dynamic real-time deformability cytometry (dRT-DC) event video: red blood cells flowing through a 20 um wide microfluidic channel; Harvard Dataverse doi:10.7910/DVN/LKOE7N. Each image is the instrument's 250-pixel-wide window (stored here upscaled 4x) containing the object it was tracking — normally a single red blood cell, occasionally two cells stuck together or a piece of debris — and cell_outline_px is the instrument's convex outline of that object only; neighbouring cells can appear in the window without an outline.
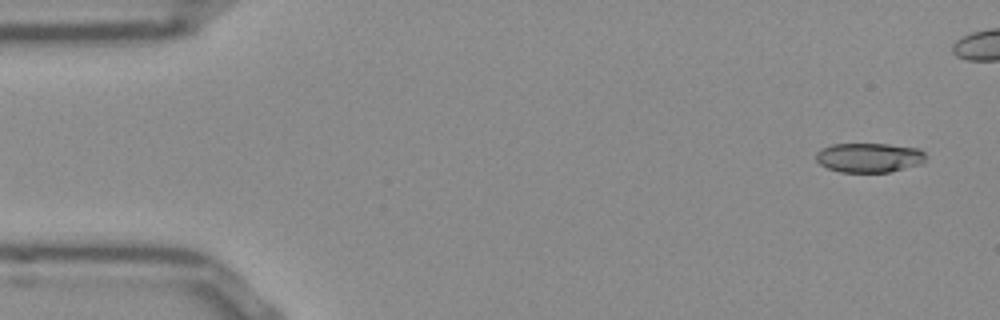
{"species": "Egyptian fruit bat (a non-hibernating species)", "species_latin": "Rousettus aegyptiacus", "temperature_condition": "room temperature", "stored_images_in_passage": 13, "camera_frame_rate_fps": 3000, "um_per_image_px": 0.085, "frame": {"image": 1, "passage_image": 3, "time_ms": 0.667, "image_size_px": [1000, 320], "cell_outline_px": [[924, 160], [920, 164], [888, 172], [840, 172], [828, 168], [820, 164], [816, 160], [816, 152], [820, 148], [832, 144], [888, 144], [920, 148], [924, 152]], "centroid_in_image_um": [73.84, 13.39], "position_along_channel_um": 11.2, "area_um2": 18.84}}